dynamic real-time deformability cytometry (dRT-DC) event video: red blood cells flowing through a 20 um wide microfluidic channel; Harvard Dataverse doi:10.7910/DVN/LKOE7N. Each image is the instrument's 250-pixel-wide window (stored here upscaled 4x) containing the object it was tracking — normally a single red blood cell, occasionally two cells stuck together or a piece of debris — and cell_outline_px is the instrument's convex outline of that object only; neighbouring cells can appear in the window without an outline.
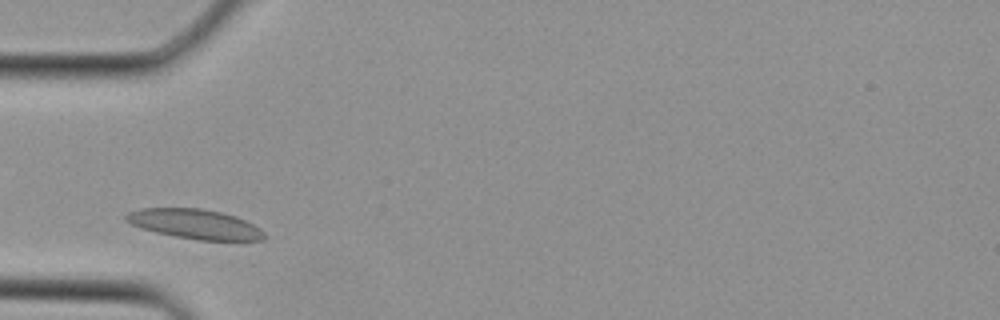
{"species": "Egyptian fruit bat (a non-hibernating species)", "species_latin": "Rousettus aegyptiacus", "temperature_condition": "cold", "stored_images_in_passage": 1, "camera_frame_rate_fps": 3000, "um_per_image_px": 0.085, "animal": {"sex": "female"}, "frame": {"image": 1, "passage_image": 1, "time_ms": 0.0, "image_size_px": [1000, 320], "cell_outline_px": [[268, 236], [264, 240], [196, 240], [156, 232], [140, 228], [124, 220], [124, 216], [128, 212], [140, 208], [200, 208], [220, 212], [236, 216], [260, 228]], "centroid_in_image_um": [16.56, 19.04], "position_along_channel_um": 68.4, "area_um2": 23.93}}